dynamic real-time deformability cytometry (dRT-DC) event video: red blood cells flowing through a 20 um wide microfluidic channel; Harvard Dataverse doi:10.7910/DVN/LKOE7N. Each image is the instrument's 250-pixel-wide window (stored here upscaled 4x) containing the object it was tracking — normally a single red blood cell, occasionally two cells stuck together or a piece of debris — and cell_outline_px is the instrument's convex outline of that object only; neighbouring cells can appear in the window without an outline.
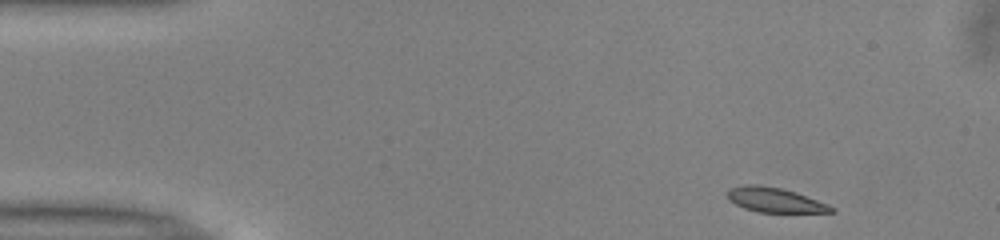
{"species": "common noctule bat (a hibernating species)", "species_latin": "Nyctalus noctula", "temperature_condition": "warm", "stored_images_in_passage": 47, "camera_frame_rate_fps": 3000, "um_per_image_px": 0.085, "animal": {"sex": "male", "body_mass_g": 13.0, "forearm_length_mm": 53.1}, "frame": {"image": 1, "passage_image": 1, "time_ms": 0.0, "image_size_px": [1000, 240], "cell_outline_px": [[836, 212], [756, 212], [744, 208], [728, 200], [728, 188], [744, 184], [756, 184], [780, 188], [796, 192], [828, 204], [836, 208]], "centroid_in_image_um": [65.85, 16.99], "position_along_channel_um": 19.1, "area_um2": 14.97}}
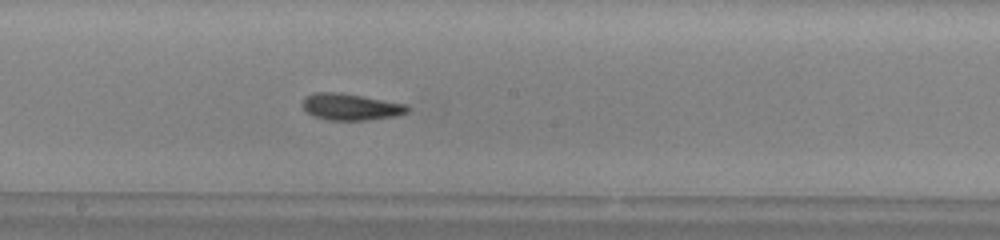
{"frame": {"image": 2, "passage_image": 23, "time_ms": 7.333, "image_size_px": [1000, 240], "cell_outline_px": [[408, 112], [396, 116], [368, 120], [328, 120], [312, 116], [304, 108], [304, 96], [316, 92], [340, 92], [408, 104]], "centroid_in_image_um": [29.83, 9.08], "position_along_channel_um": 218.4, "area_um2": 16.3}}
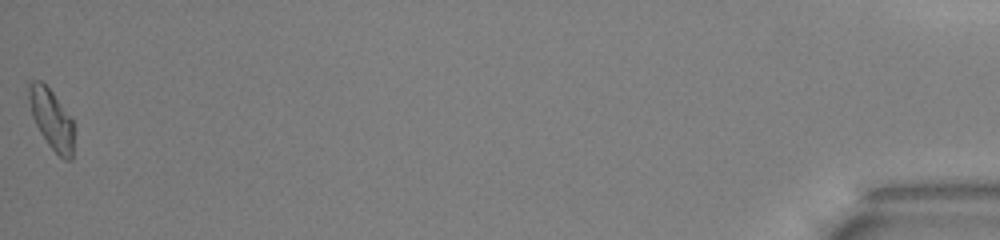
{"frame": {"image": 3, "passage_image": 47, "time_ms": 15.333, "image_size_px": [1000, 240], "cell_outline_px": [[72, 160], [64, 160], [48, 144], [40, 132], [32, 116], [28, 96], [28, 84], [32, 80], [40, 80], [52, 92], [72, 120]], "centroid_in_image_um": [4.34, 10.11], "position_along_channel_um": 430.9, "area_um2": 15.26}, "authors_computed_cell_mechanics": {"area_um2": 15.7216, "velocity_mm_per_s": 3.9696, "shape_relaxation_time_tau1_ms": 3.5919, "shape_relaxation_time_tau2_ms": 2.2432, "deformation_change_tau1": 0.1645, "deformation_change_tau2": 0.0793}}